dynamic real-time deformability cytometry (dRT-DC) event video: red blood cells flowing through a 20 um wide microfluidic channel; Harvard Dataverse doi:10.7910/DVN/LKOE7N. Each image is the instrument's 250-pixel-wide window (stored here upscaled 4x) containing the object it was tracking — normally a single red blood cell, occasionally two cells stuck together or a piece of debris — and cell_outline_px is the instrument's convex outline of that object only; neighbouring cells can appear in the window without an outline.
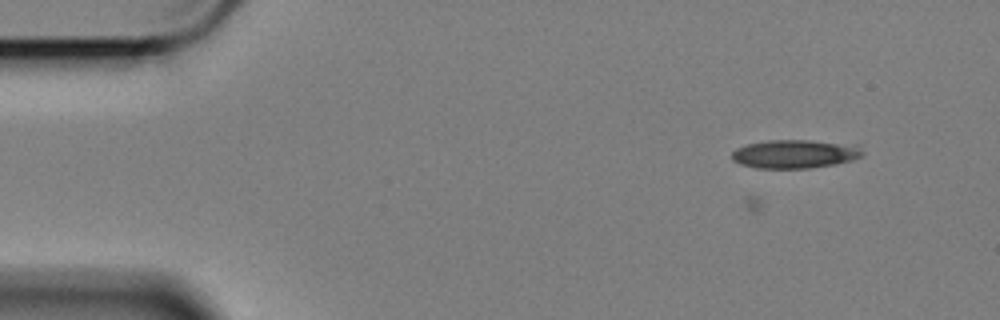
{"species": "Egyptian fruit bat (a non-hibernating species)", "species_latin": "Rousettus aegyptiacus", "temperature_condition": "cold", "stored_images_in_passage": 11, "camera_frame_rate_fps": 3000, "um_per_image_px": 0.085, "animal": {"sex": "female"}, "frame": {"image": 1, "passage_image": 11, "time_ms": 3.333, "image_size_px": [1000, 320], "cell_outline_px": [[864, 152], [860, 156], [852, 160], [836, 164], [808, 168], [756, 168], [740, 164], [732, 160], [732, 152], [736, 148], [748, 144], [768, 140], [808, 140], [856, 144]], "centroid_in_image_um": [67.57, 13.08], "position_along_channel_um": 17.4, "area_um2": 21.79}}